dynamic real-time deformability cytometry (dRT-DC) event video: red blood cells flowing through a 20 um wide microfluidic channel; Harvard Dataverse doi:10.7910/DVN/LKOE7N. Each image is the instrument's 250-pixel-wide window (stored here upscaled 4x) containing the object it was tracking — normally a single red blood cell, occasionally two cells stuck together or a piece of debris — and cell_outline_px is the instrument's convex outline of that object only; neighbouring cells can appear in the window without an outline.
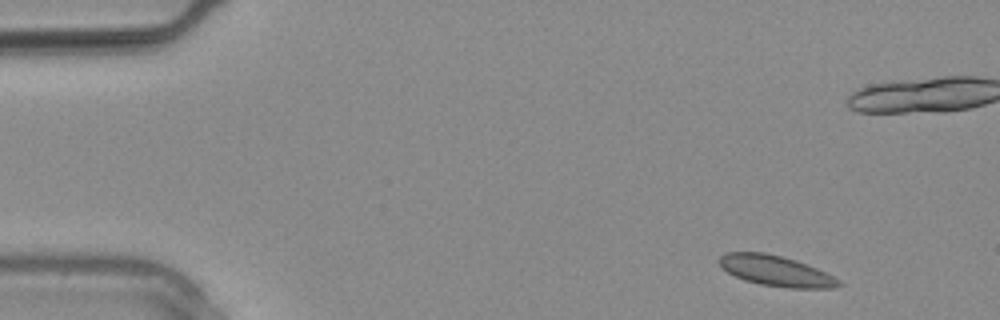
{"species": "common noctule bat (a hibernating species)", "species_latin": "Nyctalus noctula", "temperature_condition": "warm", "stored_images_in_passage": 28, "camera_frame_rate_fps": 3000, "um_per_image_px": 0.085, "animal": {"sex": "male", "body_mass_g": 20.4}, "frame": {"image": 1, "passage_image": 1, "time_ms": 0.0, "image_size_px": [1000, 320], "cell_outline_px": [[844, 284], [836, 288], [788, 288], [760, 284], [744, 280], [728, 272], [720, 264], [720, 256], [724, 252], [764, 252], [796, 260], [816, 268], [840, 280]], "centroid_in_image_um": [65.98, 23.03], "position_along_channel_um": 19.0, "area_um2": 21.1}}